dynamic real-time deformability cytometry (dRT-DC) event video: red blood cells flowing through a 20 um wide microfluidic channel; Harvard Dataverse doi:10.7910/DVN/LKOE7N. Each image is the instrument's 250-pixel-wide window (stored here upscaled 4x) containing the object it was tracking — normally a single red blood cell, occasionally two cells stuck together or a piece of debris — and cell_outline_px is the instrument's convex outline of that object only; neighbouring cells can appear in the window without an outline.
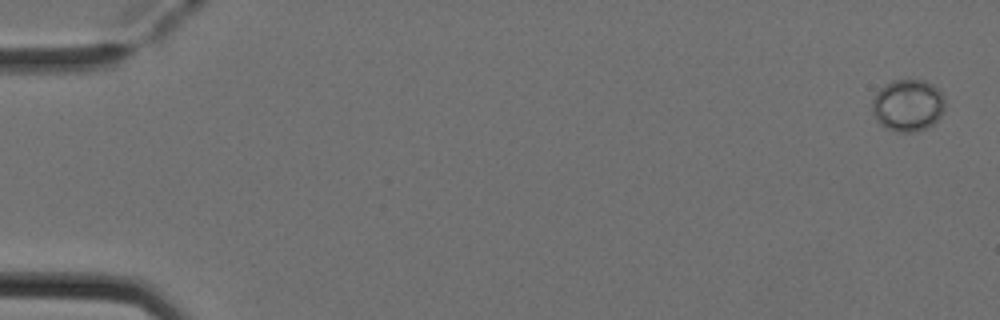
{"species": "Egyptian fruit bat (a non-hibernating species)", "species_latin": "Rousettus aegyptiacus", "temperature_condition": "cold", "stored_images_in_passage": 6, "camera_frame_rate_fps": 3000, "um_per_image_px": 0.085, "animal": {"sex": "female"}, "frame": {"image": 1, "passage_image": 1, "time_ms": 0.0, "image_size_px": [1000, 320], "cell_outline_px": [[944, 112], [932, 124], [924, 128], [912, 132], [900, 132], [888, 128], [880, 124], [876, 120], [872, 112], [872, 100], [876, 92], [884, 84], [892, 80], [924, 80], [932, 84], [944, 92]], "centroid_in_image_um": [77.17, 8.92], "position_along_channel_um": 7.8, "area_um2": 22.2}}
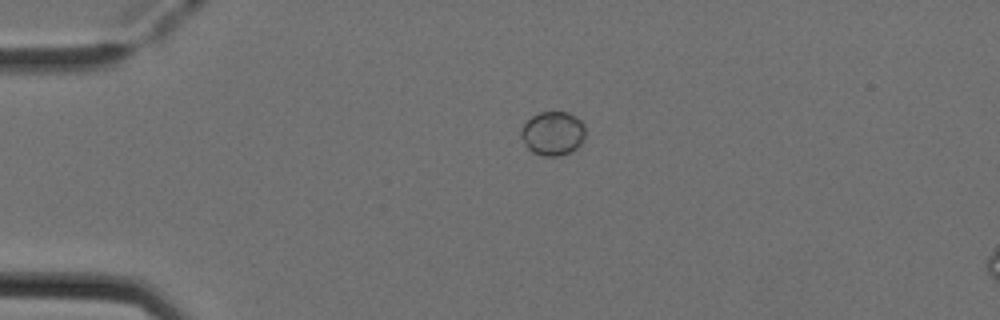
{"frame": {"image": 2, "passage_image": 4, "time_ms": 1.0, "image_size_px": [1000, 320], "cell_outline_px": [[584, 140], [576, 148], [560, 156], [544, 156], [532, 152], [524, 144], [520, 136], [520, 132], [524, 124], [532, 116], [540, 112], [568, 112], [576, 116], [584, 124]], "centroid_in_image_um": [46.98, 11.34], "position_along_channel_um": 38.0, "area_um2": 16.47}}